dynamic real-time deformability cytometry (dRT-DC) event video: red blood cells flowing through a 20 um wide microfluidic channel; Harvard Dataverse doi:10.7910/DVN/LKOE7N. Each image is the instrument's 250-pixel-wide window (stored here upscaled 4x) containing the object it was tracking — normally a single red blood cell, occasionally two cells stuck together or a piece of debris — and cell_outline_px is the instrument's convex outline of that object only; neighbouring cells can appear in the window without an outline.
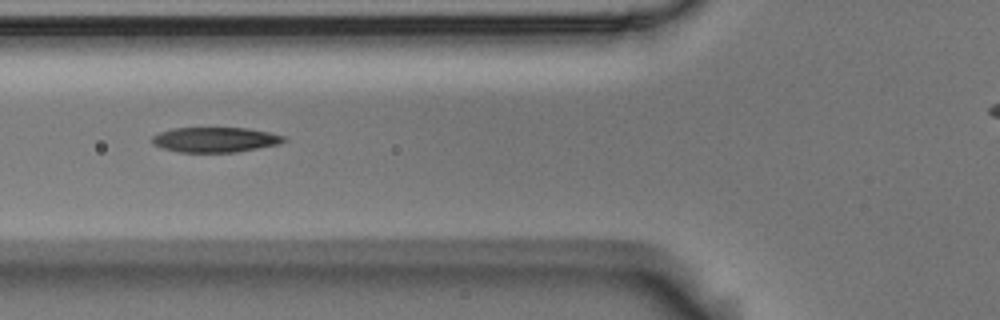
{"species": "Egyptian fruit bat (a non-hibernating species)", "species_latin": "Rousettus aegyptiacus", "temperature_condition": "room temperature", "stored_images_in_passage": 5, "camera_frame_rate_fps": 3000, "um_per_image_px": 0.085, "animal": {"sex": "male"}, "frame": {"image": 1, "passage_image": 3, "time_ms": 0.667, "image_size_px": [1000, 320], "cell_outline_px": [[288, 140], [280, 144], [236, 152], [180, 152], [164, 148], [152, 144], [152, 136], [160, 132], [172, 128], [248, 128], [288, 136]], "centroid_in_image_um": [18.34, 11.87], "position_along_channel_um": 107.5, "area_um2": 19.31}}
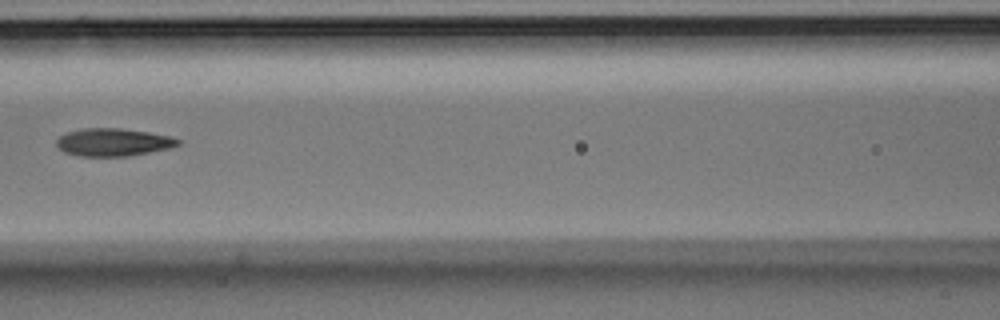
{"frame": {"image": 2, "passage_image": 4, "time_ms": 1.0, "image_size_px": [1000, 320], "cell_outline_px": [[180, 144], [168, 148], [128, 156], [80, 156], [64, 152], [56, 144], [56, 140], [60, 136], [68, 132], [84, 128], [120, 128], [148, 132], [168, 136], [180, 140]], "centroid_in_image_um": [9.59, 12.08], "position_along_channel_um": 157.0, "area_um2": 19.36}}
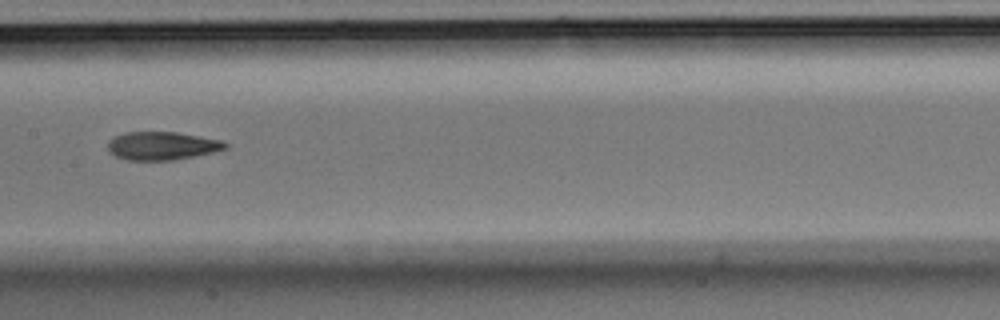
{"frame": {"image": 3, "passage_image": 5, "time_ms": 1.333, "image_size_px": [1000, 320], "cell_outline_px": [[228, 148], [196, 156], [172, 160], [128, 160], [116, 156], [108, 148], [108, 140], [112, 136], [124, 132], [176, 132], [200, 136], [220, 140], [228, 144]], "centroid_in_image_um": [13.76, 12.38], "position_along_channel_um": 193.6, "area_um2": 19.31}}